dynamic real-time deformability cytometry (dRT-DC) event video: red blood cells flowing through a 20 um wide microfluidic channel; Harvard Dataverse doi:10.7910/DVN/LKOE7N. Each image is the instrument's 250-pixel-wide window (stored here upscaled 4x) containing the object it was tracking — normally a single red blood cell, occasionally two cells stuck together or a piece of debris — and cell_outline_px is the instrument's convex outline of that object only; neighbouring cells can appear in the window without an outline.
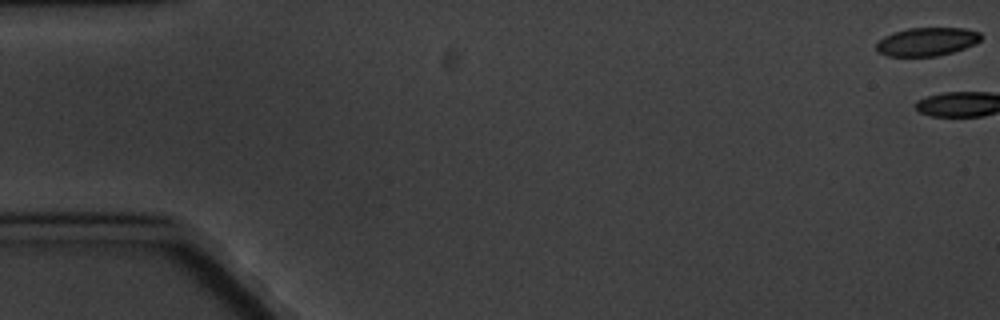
{"species": "common noctule bat (a hibernating species)", "species_latin": "Nyctalus noctula", "temperature_condition": "cold", "stored_images_in_passage": 6, "camera_frame_rate_fps": 3000, "um_per_image_px": 0.085, "animal": {"sex": "male", "body_mass_g": 20.1, "forearm_length_mm": 53.5}, "frame": {"image": 1, "passage_image": 1, "time_ms": 0.0, "image_size_px": [1000, 320], "cell_outline_px": [[980, 40], [964, 48], [952, 52], [936, 56], [888, 56], [880, 52], [876, 48], [876, 44], [884, 36], [908, 28], [964, 28], [980, 32]], "centroid_in_image_um": [78.78, 3.54], "position_along_channel_um": 6.2, "area_um2": 16.99}}